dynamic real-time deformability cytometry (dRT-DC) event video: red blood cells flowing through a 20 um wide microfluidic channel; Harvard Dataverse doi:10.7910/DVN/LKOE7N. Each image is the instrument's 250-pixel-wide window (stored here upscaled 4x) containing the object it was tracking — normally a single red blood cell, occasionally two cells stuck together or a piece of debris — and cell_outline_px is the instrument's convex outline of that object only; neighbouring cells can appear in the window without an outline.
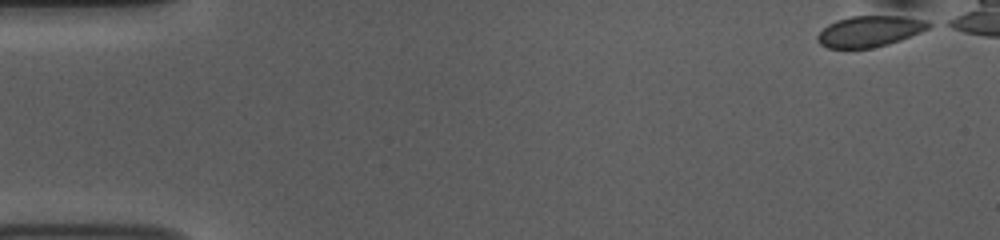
{"species": "common noctule bat (a hibernating species)", "species_latin": "Nyctalus noctula", "temperature_condition": "room temperature", "stored_images_in_passage": 45, "camera_frame_rate_fps": 3000, "um_per_image_px": 0.085, "animal": {"sex": "female", "body_mass_g": 10.0, "forearm_length_mm": 53.1}, "frame": {"image": 1, "passage_image": 1, "time_ms": 0.0, "image_size_px": [1000, 240], "cell_outline_px": [[936, 24], [920, 32], [900, 40], [888, 44], [872, 48], [828, 48], [820, 44], [816, 40], [816, 36], [828, 24], [836, 20], [852, 16], [900, 16], [928, 20]], "centroid_in_image_um": [73.94, 2.65], "position_along_channel_um": 11.1, "area_um2": 20.11}}
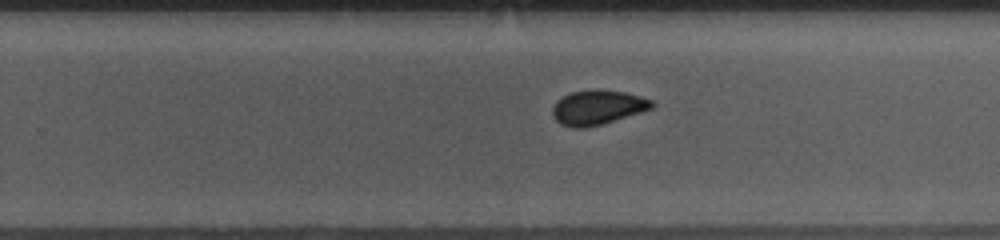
{"frame": {"image": 2, "passage_image": 32, "time_ms": 10.333, "image_size_px": [1000, 240], "cell_outline_px": [[656, 104], [652, 108], [640, 112], [600, 124], [584, 128], [572, 128], [560, 124], [552, 116], [552, 108], [556, 100], [568, 92], [624, 92], [640, 96], [652, 100]], "centroid_in_image_um": [50.75, 9.16], "position_along_channel_um": 279.1, "area_um2": 19.36}}
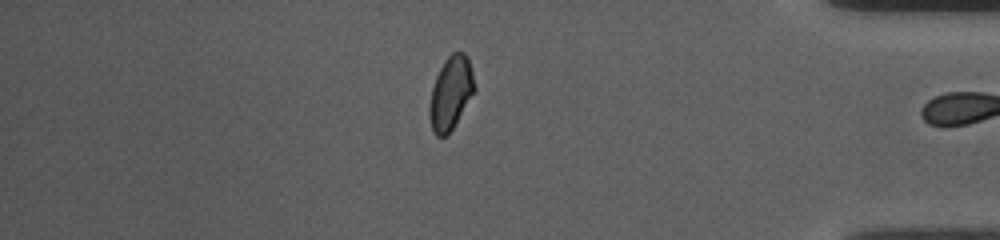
{"frame": {"image": 3, "passage_image": 44, "time_ms": 14.333, "image_size_px": [1000, 240], "cell_outline_px": [[476, 88], [452, 128], [444, 136], [436, 136], [432, 132], [428, 112], [428, 108], [432, 88], [436, 76], [444, 60], [452, 52], [464, 52], [468, 60], [472, 72]], "centroid_in_image_um": [38.28, 7.9], "position_along_channel_um": 396.9, "area_um2": 18.9}, "authors_computed_cell_mechanics": {"area_um2": 20.2878, "velocity_mm_per_s": 3.7542, "shape_relaxation_time_tau1_ms": 2.8261, "shape_relaxation_time_tau2_ms": 2.0381, "deformation_change_tau1": 0.0806, "deformation_change_tau2": 0.044}}